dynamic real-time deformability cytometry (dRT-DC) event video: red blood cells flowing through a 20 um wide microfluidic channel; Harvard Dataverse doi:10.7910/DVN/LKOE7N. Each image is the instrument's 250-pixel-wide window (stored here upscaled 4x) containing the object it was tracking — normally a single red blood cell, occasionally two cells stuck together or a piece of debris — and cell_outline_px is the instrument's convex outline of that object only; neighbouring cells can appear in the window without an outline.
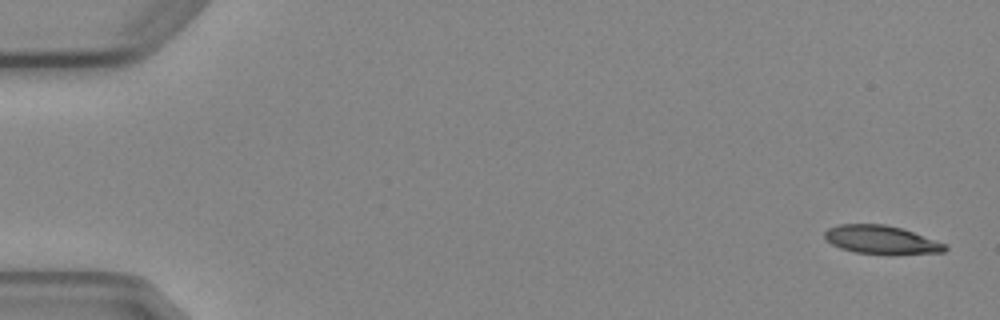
{"species": "Egyptian fruit bat (a non-hibernating species)", "species_latin": "Rousettus aegyptiacus", "temperature_condition": "cold", "stored_images_in_passage": 5, "camera_frame_rate_fps": 3000, "um_per_image_px": 0.085, "animal": {"sex": "female"}, "frame": {"image": 1, "passage_image": 1, "time_ms": 0.0, "image_size_px": [1000, 320], "cell_outline_px": [[948, 248], [944, 252], [892, 256], [856, 252], [840, 248], [832, 244], [824, 236], [824, 232], [828, 228], [840, 224], [884, 224], [900, 228], [948, 244]], "centroid_in_image_um": [74.96, 20.41], "position_along_channel_um": 10.0, "area_um2": 20.29}}